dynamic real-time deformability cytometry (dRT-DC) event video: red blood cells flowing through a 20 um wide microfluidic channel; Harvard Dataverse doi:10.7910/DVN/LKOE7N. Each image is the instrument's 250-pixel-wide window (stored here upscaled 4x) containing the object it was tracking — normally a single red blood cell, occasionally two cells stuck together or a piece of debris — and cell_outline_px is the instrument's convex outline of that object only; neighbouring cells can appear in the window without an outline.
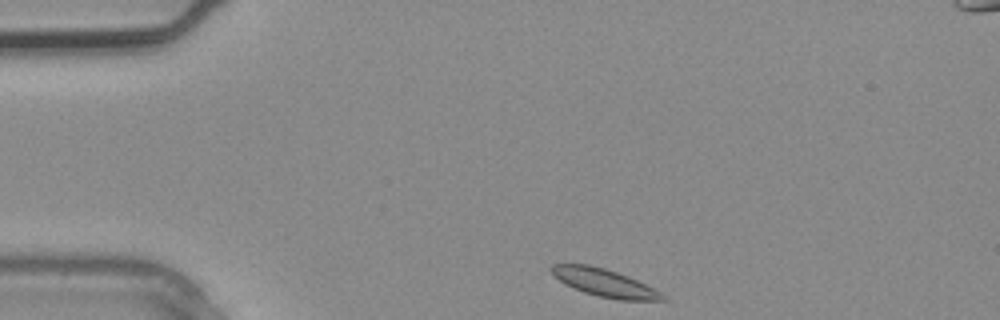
{"species": "common noctule bat (a hibernating species)", "species_latin": "Nyctalus noctula", "temperature_condition": "warm", "stored_images_in_passage": 3, "camera_frame_rate_fps": 3000, "um_per_image_px": 0.085, "animal": {"sex": "male", "body_mass_g": 20.4}, "frame": {"image": 1, "passage_image": 1, "time_ms": 0.0, "image_size_px": [1000, 320], "cell_outline_px": [[668, 300], [620, 300], [600, 296], [584, 292], [564, 284], [552, 276], [548, 268], [552, 264], [588, 264], [604, 268], [628, 276], [660, 292]], "centroid_in_image_um": [51.29, 24.02], "position_along_channel_um": 33.7, "area_um2": 17.8}}